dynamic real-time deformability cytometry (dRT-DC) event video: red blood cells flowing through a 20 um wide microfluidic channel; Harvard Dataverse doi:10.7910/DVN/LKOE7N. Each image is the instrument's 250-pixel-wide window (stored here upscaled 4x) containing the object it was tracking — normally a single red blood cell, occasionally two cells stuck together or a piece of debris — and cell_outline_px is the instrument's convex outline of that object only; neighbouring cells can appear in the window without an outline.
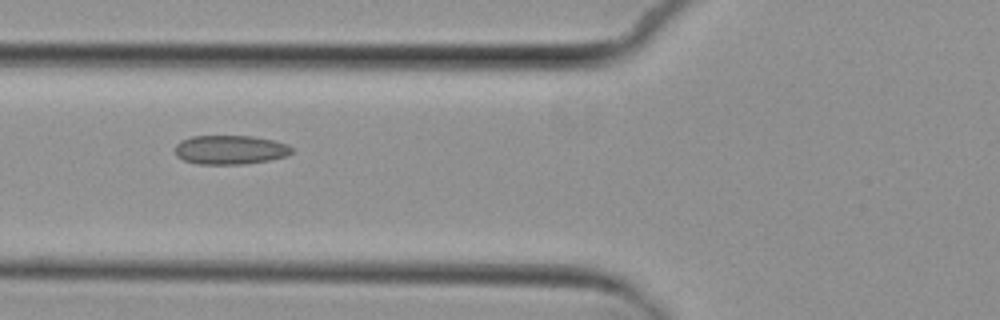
{"species": "common noctule bat (a hibernating species)", "species_latin": "Nyctalus noctula", "temperature_condition": "cold", "stored_images_in_passage": 9, "camera_frame_rate_fps": 3000, "um_per_image_px": 0.085, "animal": {"sex": "female", "body_mass_g": 29.2, "forearm_length_mm": 56.3}, "frame": {"image": 1, "passage_image": 7, "time_ms": 7.0, "image_size_px": [1000, 320], "cell_outline_px": [[292, 152], [284, 156], [268, 160], [244, 164], [196, 164], [184, 160], [176, 156], [176, 144], [180, 140], [192, 136], [252, 136], [272, 140], [288, 144], [292, 148]], "centroid_in_image_um": [19.53, 12.73], "position_along_channel_um": 106.3, "area_um2": 19.71}}
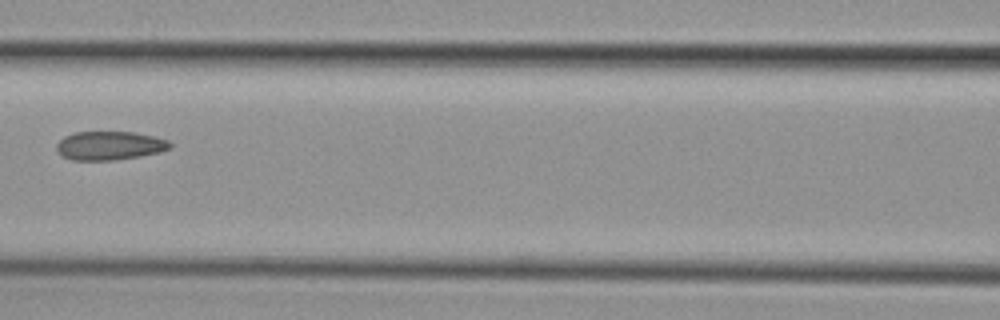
{"frame": {"image": 2, "passage_image": 8, "time_ms": 8.333, "image_size_px": [1000, 320], "cell_outline_px": [[172, 148], [160, 152], [140, 156], [116, 160], [72, 160], [60, 156], [56, 152], [56, 144], [64, 136], [72, 132], [136, 132], [156, 136], [168, 140], [172, 144]], "centroid_in_image_um": [9.31, 12.38], "position_along_channel_um": 157.3, "area_um2": 19.36}}
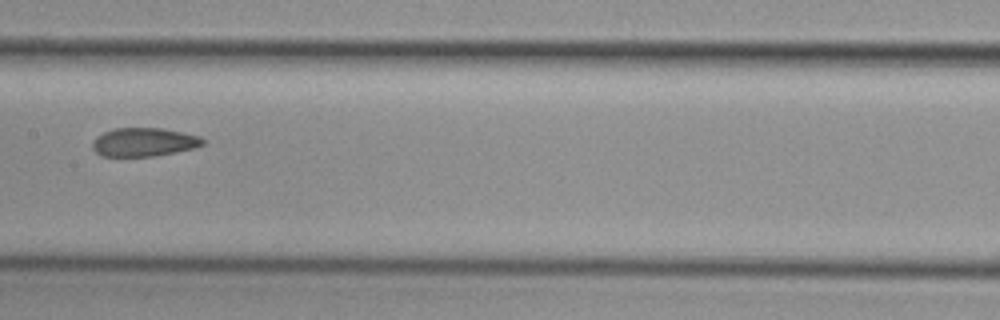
{"frame": {"image": 3, "passage_image": 9, "time_ms": 9.333, "image_size_px": [1000, 320], "cell_outline_px": [[204, 144], [192, 148], [152, 156], [100, 156], [92, 148], [92, 144], [96, 136], [104, 132], [116, 128], [164, 128], [200, 136], [204, 140]], "centroid_in_image_um": [12.2, 12.07], "position_along_channel_um": 195.2, "area_um2": 18.21}}